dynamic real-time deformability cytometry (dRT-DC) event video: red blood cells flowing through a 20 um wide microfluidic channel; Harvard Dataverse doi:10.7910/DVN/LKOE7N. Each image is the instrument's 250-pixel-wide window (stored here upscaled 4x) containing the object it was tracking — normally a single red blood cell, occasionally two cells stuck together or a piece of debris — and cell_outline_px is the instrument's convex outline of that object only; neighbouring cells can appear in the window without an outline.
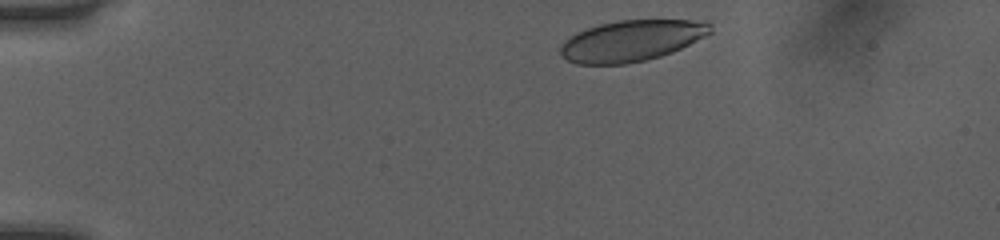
{"species": "human", "species_latin": "Homo sapiens", "temperature_condition": "room temperature", "stored_images_in_passage": 37, "camera_frame_rate_fps": 3000, "um_per_image_px": 0.085, "donor": {"sex": "female"}, "frame": {"image": 1, "passage_image": 2, "time_ms": 0.333, "image_size_px": [1000, 240], "cell_outline_px": [[712, 32], [672, 52], [660, 56], [644, 60], [624, 64], [576, 64], [560, 56], [560, 48], [564, 40], [576, 32], [600, 24], [620, 20], [708, 20], [712, 24]], "centroid_in_image_um": [53.67, 3.45], "position_along_channel_um": 31.3, "area_um2": 35.84}}
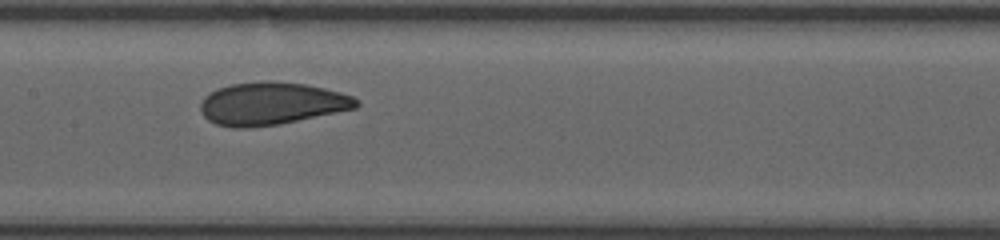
{"frame": {"image": 2, "passage_image": 19, "time_ms": 6.0, "image_size_px": [1000, 240], "cell_outline_px": [[360, 104], [356, 108], [280, 124], [248, 128], [232, 128], [216, 124], [208, 120], [200, 112], [200, 104], [204, 96], [216, 88], [232, 84], [264, 80], [272, 80], [304, 84], [324, 88], [340, 92], [352, 96], [360, 100]], "centroid_in_image_um": [23.05, 8.8], "position_along_channel_um": 184.3, "area_um2": 39.02}}
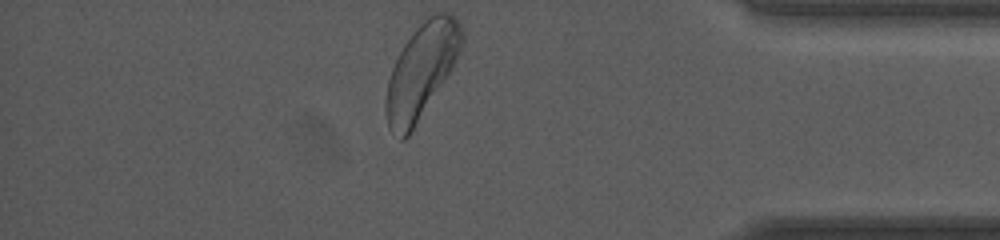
{"frame": {"image": 3, "passage_image": 37, "time_ms": 12.0, "image_size_px": [1000, 240], "cell_outline_px": [[464, 44], [456, 60], [408, 136], [404, 140], [400, 140], [388, 128], [384, 112], [384, 100], [388, 80], [392, 68], [404, 44], [424, 16], [432, 12], [448, 12], [456, 16], [460, 24], [464, 36]], "centroid_in_image_um": [35.8, 5.97], "position_along_channel_um": 399.4, "area_um2": 41.73}, "authors_computed_cell_mechanics": {"area_um2": 38.2636, "velocity_mm_per_s": 4.0409, "shape_relaxation_time_tau1_ms": 2.4298, "shape_relaxation_time_tau2_ms": 0.9119, "deformation_change_tau1": 0.1143, "deformation_change_tau2": 0.0615}}